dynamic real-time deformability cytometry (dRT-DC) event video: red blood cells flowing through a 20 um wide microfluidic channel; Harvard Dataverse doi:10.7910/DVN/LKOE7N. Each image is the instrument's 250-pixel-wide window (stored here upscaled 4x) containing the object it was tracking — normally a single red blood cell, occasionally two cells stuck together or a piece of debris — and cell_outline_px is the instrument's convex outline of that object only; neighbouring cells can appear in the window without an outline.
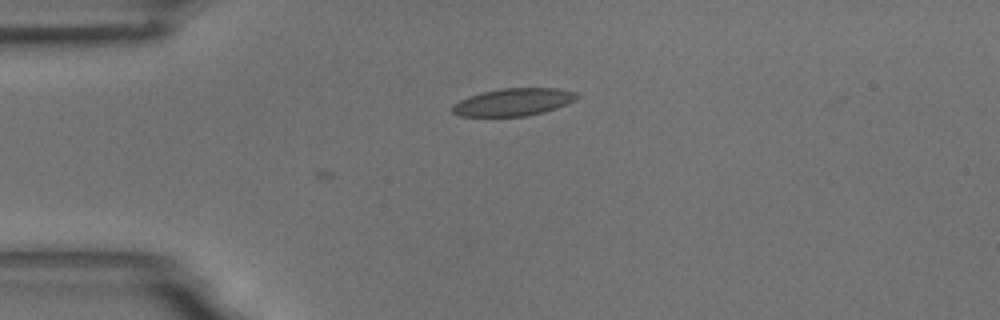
{"species": "common noctule bat (a hibernating species)", "species_latin": "Nyctalus noctula", "temperature_condition": "room temperature", "stored_images_in_passage": 2, "camera_frame_rate_fps": 3000, "um_per_image_px": 0.085, "animal": {"sex": "male", "body_mass_g": 18.8}, "frame": {"image": 1, "passage_image": 2, "time_ms": 0.333, "image_size_px": [1000, 320], "cell_outline_px": [[580, 96], [576, 100], [556, 108], [544, 112], [528, 116], [460, 116], [452, 112], [452, 104], [468, 96], [500, 88], [556, 88], [576, 92]], "centroid_in_image_um": [43.65, 8.67], "position_along_channel_um": 41.4, "area_um2": 20.0}}